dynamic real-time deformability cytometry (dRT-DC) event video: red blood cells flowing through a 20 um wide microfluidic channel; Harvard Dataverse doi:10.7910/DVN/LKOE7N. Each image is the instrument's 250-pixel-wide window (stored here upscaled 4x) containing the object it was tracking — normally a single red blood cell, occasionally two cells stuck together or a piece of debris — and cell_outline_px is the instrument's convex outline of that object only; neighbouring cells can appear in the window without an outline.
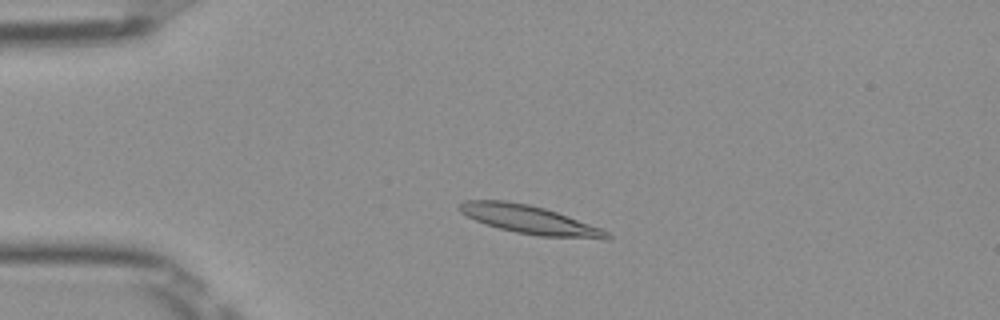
{"species": "Egyptian fruit bat (a non-hibernating species)", "species_latin": "Rousettus aegyptiacus", "temperature_condition": "room temperature", "stored_images_in_passage": 49, "camera_frame_rate_fps": 3000, "um_per_image_px": 0.085, "frame": {"image": 1, "passage_image": 10, "time_ms": 3.0, "image_size_px": [1000, 320], "cell_outline_px": [[612, 236], [604, 240], [540, 236], [516, 232], [484, 224], [460, 212], [456, 208], [464, 200], [504, 200], [528, 204], [544, 208], [568, 216], [600, 228], [608, 232]], "centroid_in_image_um": [45.02, 18.68], "position_along_channel_um": 40.0, "area_um2": 24.39}}
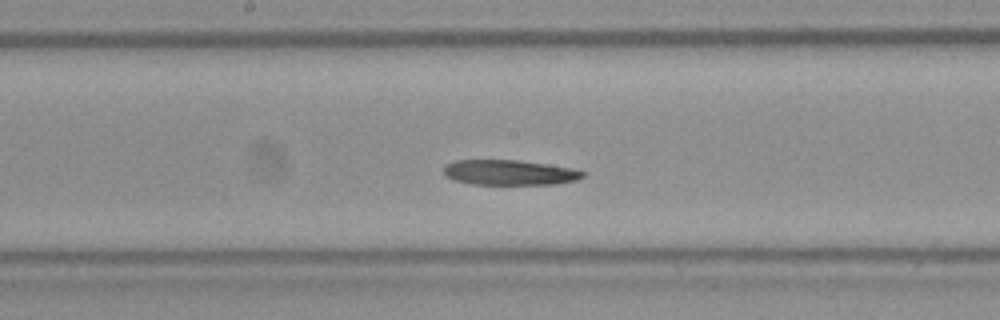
{"frame": {"image": 2, "passage_image": 25, "time_ms": 8.0, "image_size_px": [1000, 320], "cell_outline_px": [[584, 176], [576, 180], [556, 184], [472, 184], [452, 180], [444, 176], [444, 164], [452, 160], [516, 160], [572, 168], [584, 172]], "centroid_in_image_um": [43.22, 14.66], "position_along_channel_um": 205.0, "area_um2": 20.4}}
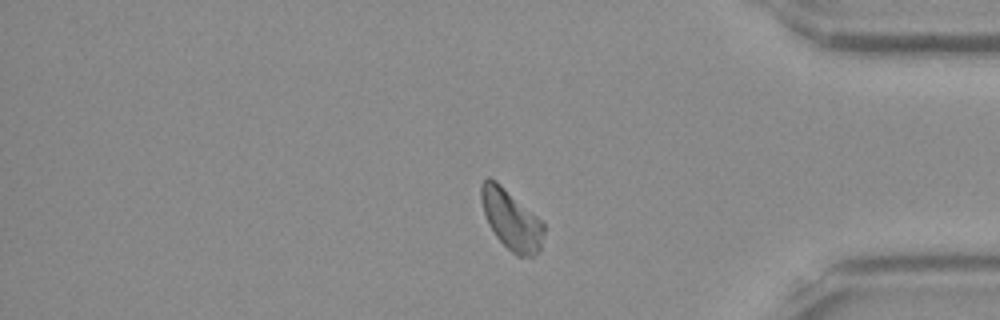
{"frame": {"image": 3, "passage_image": 41, "time_ms": 13.333, "image_size_px": [1000, 320], "cell_outline_px": [[544, 232], [540, 248], [536, 256], [516, 256], [496, 236], [488, 224], [480, 200], [480, 184], [488, 176], [496, 180], [536, 216], [544, 224]], "centroid_in_image_um": [43.43, 18.66], "position_along_channel_um": 391.8, "area_um2": 21.68}}